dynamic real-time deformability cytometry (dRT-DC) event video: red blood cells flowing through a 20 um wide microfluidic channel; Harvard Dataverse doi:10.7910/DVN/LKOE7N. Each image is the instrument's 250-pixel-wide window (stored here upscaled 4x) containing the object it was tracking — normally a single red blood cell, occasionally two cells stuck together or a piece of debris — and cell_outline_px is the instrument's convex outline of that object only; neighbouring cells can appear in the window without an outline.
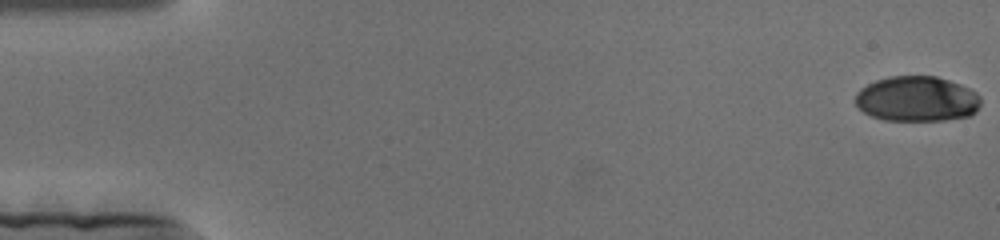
{"species": "human", "species_latin": "Homo sapiens", "temperature_condition": "cold", "stored_images_in_passage": 170, "camera_frame_rate_fps": 3000, "um_per_image_px": 0.085, "donor": {"sex": "female"}, "frame": {"image": 1, "passage_image": 1, "time_ms": 0.0, "image_size_px": [1000, 240], "cell_outline_px": [[980, 104], [976, 112], [968, 116], [944, 120], [884, 120], [872, 116], [864, 112], [856, 104], [856, 92], [860, 88], [876, 80], [888, 76], [936, 76], [960, 84], [976, 92], [980, 96]], "centroid_in_image_um": [77.94, 8.4], "position_along_channel_um": 7.1, "area_um2": 33.06}}
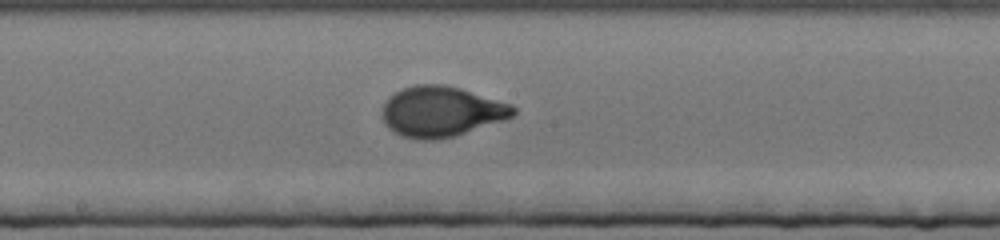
{"frame": {"image": 2, "passage_image": 91, "time_ms": 30.0, "image_size_px": [1000, 240], "cell_outline_px": [[516, 112], [512, 116], [504, 120], [452, 136], [436, 140], [416, 140], [400, 136], [392, 132], [384, 124], [384, 104], [388, 96], [404, 88], [416, 84], [444, 84], [460, 88], [512, 104], [516, 108]], "centroid_in_image_um": [37.49, 9.48], "position_along_channel_um": 210.7, "area_um2": 38.44}}
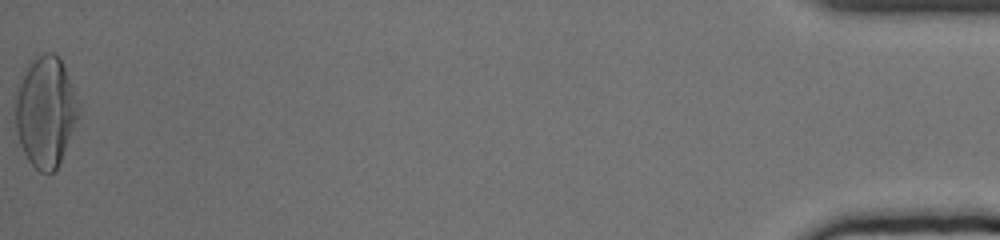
{"frame": {"image": 3, "passage_image": 170, "time_ms": 56.333, "image_size_px": [1000, 240], "cell_outline_px": [[80, 116], [56, 172], [40, 172], [28, 160], [20, 144], [16, 132], [12, 100], [16, 84], [36, 52], [52, 52], [60, 60], [64, 68], [80, 104]], "centroid_in_image_um": [3.83, 9.47], "position_along_channel_um": 431.4, "area_um2": 41.85}}